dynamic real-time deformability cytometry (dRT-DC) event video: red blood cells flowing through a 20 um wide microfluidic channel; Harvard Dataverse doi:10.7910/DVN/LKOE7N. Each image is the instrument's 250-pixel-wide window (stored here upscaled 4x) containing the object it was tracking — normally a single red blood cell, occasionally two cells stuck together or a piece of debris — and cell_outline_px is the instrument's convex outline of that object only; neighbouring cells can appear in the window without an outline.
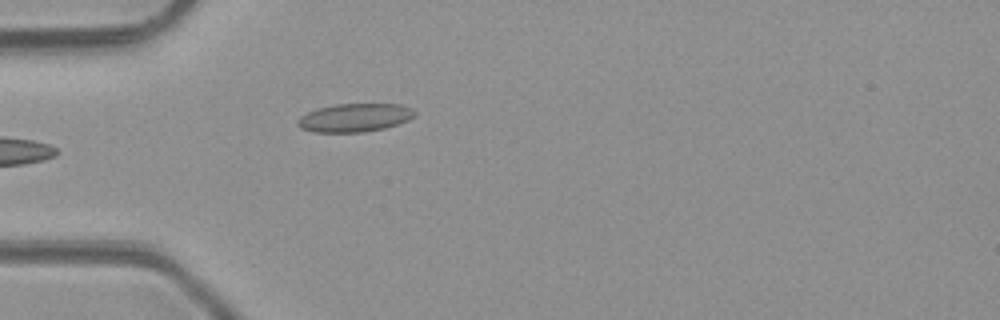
{"species": "common noctule bat (a hibernating species)", "species_latin": "Nyctalus noctula", "temperature_condition": "room temperature", "stored_images_in_passage": 4, "camera_frame_rate_fps": 3000, "um_per_image_px": 0.085, "animal": {"sex": "male", "body_mass_g": 23.1, "forearm_length_mm": 52.7}, "frame": {"image": 1, "passage_image": 4, "time_ms": 3.333, "image_size_px": [1000, 320], "cell_outline_px": [[416, 116], [408, 120], [384, 128], [364, 132], [312, 132], [300, 128], [296, 124], [296, 120], [300, 116], [316, 108], [336, 104], [400, 104], [412, 108], [416, 112]], "centroid_in_image_um": [30.12, 10.0], "position_along_channel_um": 54.9, "area_um2": 19.48}}